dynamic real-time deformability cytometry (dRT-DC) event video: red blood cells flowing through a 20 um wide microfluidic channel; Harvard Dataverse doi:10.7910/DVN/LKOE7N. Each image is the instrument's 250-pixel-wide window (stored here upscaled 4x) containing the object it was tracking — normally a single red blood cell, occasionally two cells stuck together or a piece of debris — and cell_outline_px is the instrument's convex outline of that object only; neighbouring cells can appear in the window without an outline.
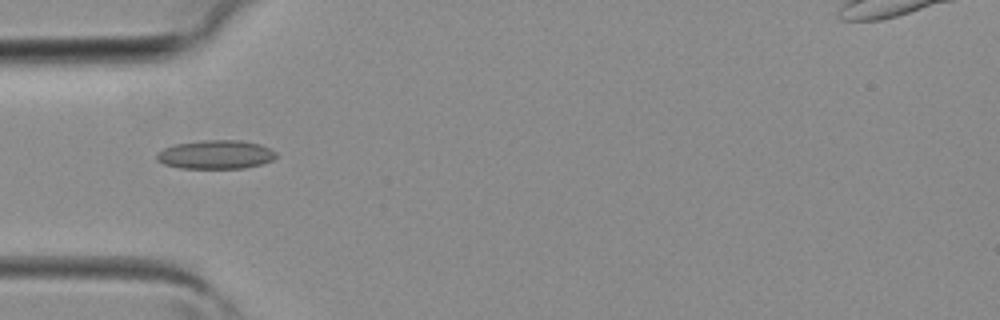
{"species": "common noctule bat (a hibernating species)", "species_latin": "Nyctalus noctula", "temperature_condition": "room temperature", "stored_images_in_passage": 40, "camera_frame_rate_fps": 3000, "um_per_image_px": 0.085, "animal": {"sex": "female", "body_mass_g": 19.3, "forearm_length_mm": 54.1}, "frame": {"image": 1, "passage_image": 13, "time_ms": 4.0, "image_size_px": [1000, 320], "cell_outline_px": [[276, 156], [272, 160], [260, 164], [244, 168], [180, 168], [164, 164], [156, 160], [156, 156], [164, 148], [176, 144], [204, 140], [240, 140], [260, 144], [276, 152]], "centroid_in_image_um": [18.33, 13.14], "position_along_channel_um": 66.7, "area_um2": 19.83}}
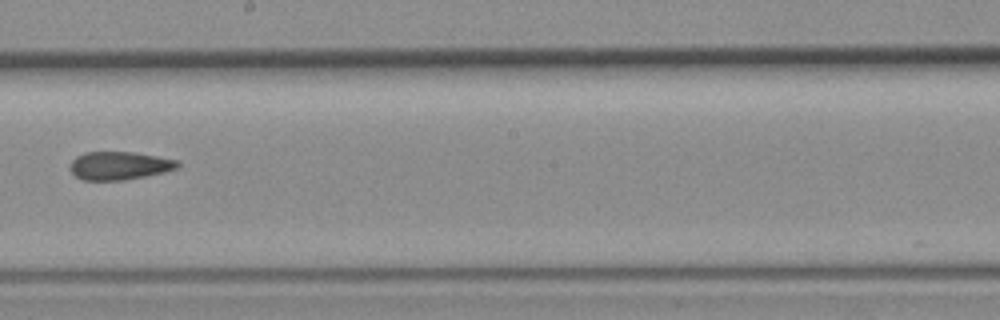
{"frame": {"image": 2, "passage_image": 23, "time_ms": 7.333, "image_size_px": [1000, 320], "cell_outline_px": [[180, 168], [164, 172], [124, 180], [84, 180], [76, 176], [68, 168], [72, 160], [76, 156], [84, 152], [132, 152], [180, 160]], "centroid_in_image_um": [10.16, 14.07], "position_along_channel_um": 238.0, "area_um2": 17.74}}
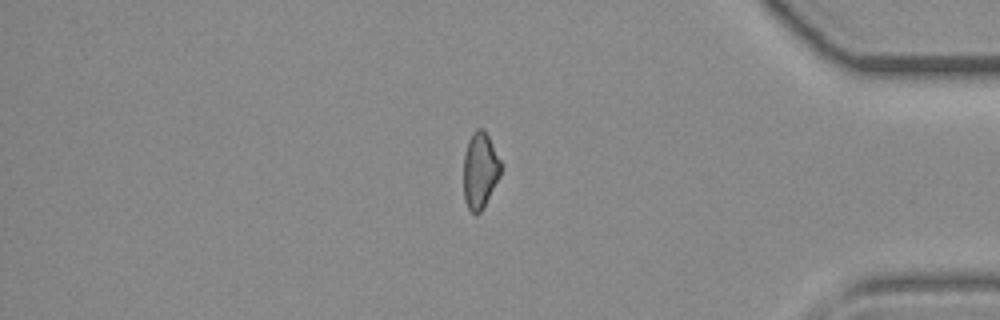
{"frame": {"image": 3, "passage_image": 34, "time_ms": 11.0, "image_size_px": [1000, 320], "cell_outline_px": [[500, 176], [484, 208], [476, 216], [468, 208], [464, 200], [464, 156], [468, 140], [472, 132], [476, 128], [484, 128], [500, 160]], "centroid_in_image_um": [40.79, 14.5], "position_along_channel_um": 394.4, "area_um2": 16.59}}